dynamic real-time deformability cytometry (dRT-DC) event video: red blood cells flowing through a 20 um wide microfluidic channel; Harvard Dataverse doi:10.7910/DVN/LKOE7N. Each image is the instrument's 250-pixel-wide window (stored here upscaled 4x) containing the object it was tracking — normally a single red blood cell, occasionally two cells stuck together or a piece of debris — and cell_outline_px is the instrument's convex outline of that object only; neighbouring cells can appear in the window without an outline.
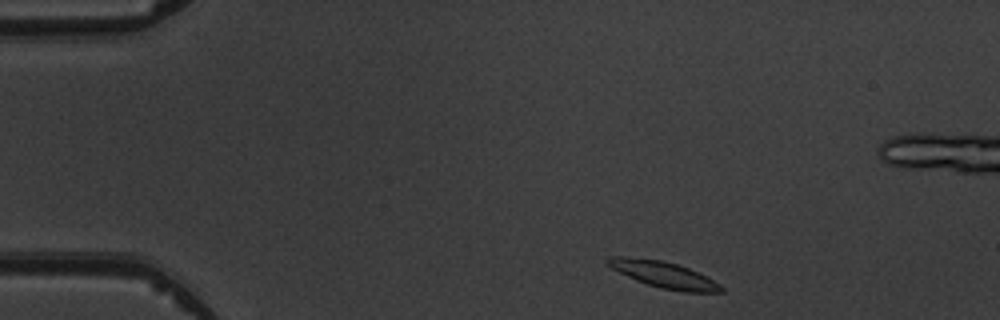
{"species": "common noctule bat (a hibernating species)", "species_latin": "Nyctalus noctula", "temperature_condition": "warm", "stored_images_in_passage": 4, "camera_frame_rate_fps": 3000, "um_per_image_px": 0.085, "animal": {"sex": "male", "body_mass_g": 19.5, "forearm_length_mm": 54.6}, "frame": {"image": 1, "passage_image": 1, "time_ms": 0.0, "image_size_px": [1000, 320], "cell_outline_px": [[724, 292], [684, 292], [660, 288], [636, 280], [604, 264], [604, 260], [608, 256], [624, 256], [660, 260], [676, 264], [688, 268], [708, 276], [720, 284], [724, 288]], "centroid_in_image_um": [56.41, 23.34], "position_along_channel_um": 28.6, "area_um2": 17.46}}